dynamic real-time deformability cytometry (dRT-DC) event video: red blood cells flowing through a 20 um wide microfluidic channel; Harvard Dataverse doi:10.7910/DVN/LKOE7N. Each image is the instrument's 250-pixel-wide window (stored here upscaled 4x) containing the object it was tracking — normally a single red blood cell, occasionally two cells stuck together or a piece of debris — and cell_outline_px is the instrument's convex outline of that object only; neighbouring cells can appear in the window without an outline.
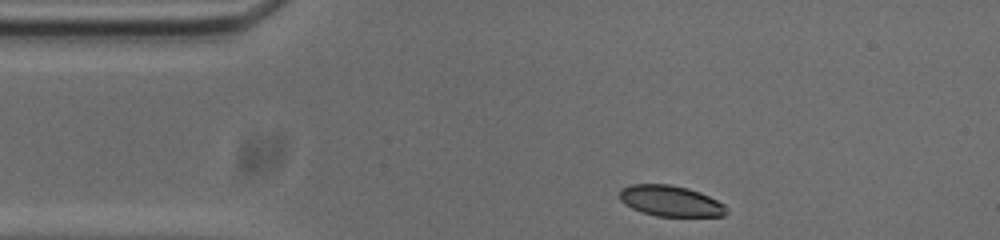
{"species": "common noctule bat (a hibernating species)", "species_latin": "Nyctalus noctula", "temperature_condition": "cold", "stored_images_in_passage": 38, "camera_frame_rate_fps": 3000, "um_per_image_px": 0.085, "animal": {"sex": "male", "body_mass_g": 20.0, "forearm_length_mm": 53.3}, "frame": {"image": 1, "passage_image": 1, "time_ms": 0.0, "image_size_px": [1000, 240], "cell_outline_px": [[728, 212], [724, 216], [656, 216], [640, 212], [624, 204], [620, 200], [620, 188], [632, 184], [668, 184], [688, 188], [700, 192], [724, 204], [728, 208]], "centroid_in_image_um": [56.99, 17.08], "position_along_channel_um": 28.0, "area_um2": 19.31}}
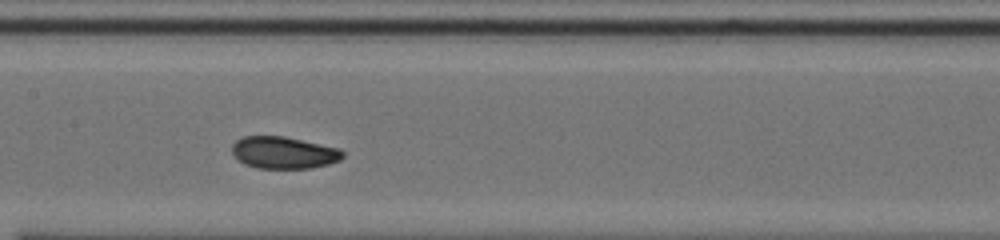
{"frame": {"image": 2, "passage_image": 17, "time_ms": 5.333, "image_size_px": [1000, 240], "cell_outline_px": [[344, 156], [340, 160], [328, 164], [308, 168], [256, 168], [244, 164], [232, 152], [232, 144], [236, 140], [244, 136], [284, 136], [340, 148], [344, 152]], "centroid_in_image_um": [24.13, 12.97], "position_along_channel_um": 183.3, "area_um2": 20.63}}
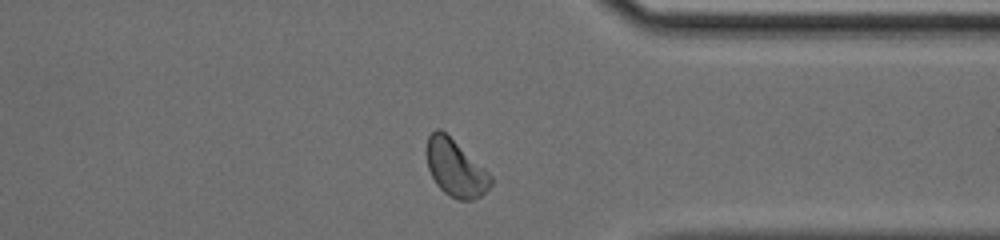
{"frame": {"image": 3, "passage_image": 33, "time_ms": 10.667, "image_size_px": [1000, 240], "cell_outline_px": [[492, 184], [480, 196], [472, 200], [456, 200], [448, 196], [436, 184], [428, 168], [424, 152], [428, 136], [436, 128], [440, 128], [484, 168], [492, 176]], "centroid_in_image_um": [38.67, 14.29], "position_along_channel_um": 372.7, "area_um2": 21.27}, "authors_computed_cell_mechanics": {"area_um2": 20.808, "velocity_mm_per_s": 3.7097, "shape_relaxation_time_tau1_ms": 3.2357, "shape_relaxation_time_tau2_ms": 2.0093, "deformation_change_tau1": 0.1138, "deformation_change_tau2": 0.0466}}